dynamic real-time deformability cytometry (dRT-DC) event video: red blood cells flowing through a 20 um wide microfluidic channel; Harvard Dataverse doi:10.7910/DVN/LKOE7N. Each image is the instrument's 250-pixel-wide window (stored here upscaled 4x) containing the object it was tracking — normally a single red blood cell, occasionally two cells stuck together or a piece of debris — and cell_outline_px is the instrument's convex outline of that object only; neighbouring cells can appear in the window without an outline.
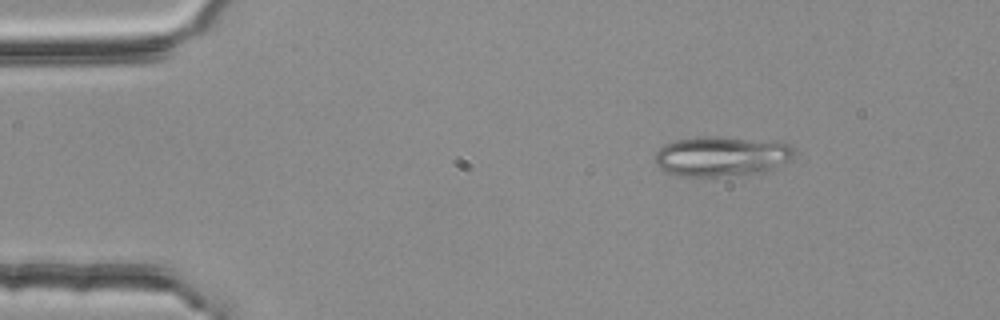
{"species": "common noctule bat (a hibernating species)", "species_latin": "Nyctalus noctula", "temperature_condition": "room temperature", "stored_images_in_passage": 3, "camera_frame_rate_fps": 3000, "um_per_image_px": 0.085, "animal": {"sex": "female", "body_mass_g": 25.1}, "frame": {"image": 1, "passage_image": 1, "time_ms": 0.0, "image_size_px": [1000, 320], "cell_outline_px": [[796, 148], [792, 156], [788, 160], [772, 168], [760, 172], [728, 176], [676, 176], [664, 172], [656, 164], [656, 152], [664, 144], [676, 140], [696, 136], [720, 136], [788, 144]], "centroid_in_image_um": [61.25, 13.28], "position_along_channel_um": 23.8, "area_um2": 32.19}}